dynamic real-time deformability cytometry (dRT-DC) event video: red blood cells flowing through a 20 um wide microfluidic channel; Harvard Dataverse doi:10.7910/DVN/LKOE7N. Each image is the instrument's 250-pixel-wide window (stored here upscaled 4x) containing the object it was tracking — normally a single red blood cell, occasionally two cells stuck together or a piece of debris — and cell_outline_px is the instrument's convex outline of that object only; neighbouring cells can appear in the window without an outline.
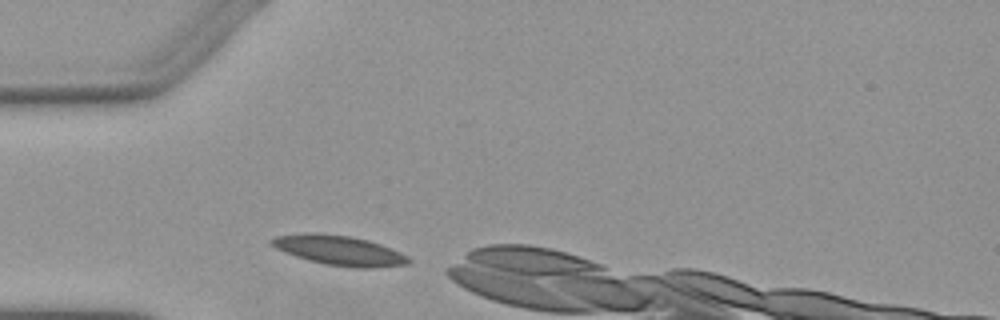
{"species": "Egyptian fruit bat (a non-hibernating species)", "species_latin": "Rousettus aegyptiacus", "temperature_condition": "warm", "stored_images_in_passage": 1, "camera_frame_rate_fps": 3000, "um_per_image_px": 0.085, "animal": {"sex": "female"}, "frame": {"image": 1, "passage_image": 1, "time_ms": 0.0, "image_size_px": [1000, 320], "cell_outline_px": [[412, 260], [408, 264], [372, 268], [356, 268], [324, 264], [308, 260], [284, 252], [276, 248], [268, 240], [276, 236], [304, 232], [316, 232], [352, 236], [368, 240], [380, 244], [400, 252], [408, 256]], "centroid_in_image_um": [28.83, 21.27], "position_along_channel_um": 56.2, "area_um2": 23.93}}